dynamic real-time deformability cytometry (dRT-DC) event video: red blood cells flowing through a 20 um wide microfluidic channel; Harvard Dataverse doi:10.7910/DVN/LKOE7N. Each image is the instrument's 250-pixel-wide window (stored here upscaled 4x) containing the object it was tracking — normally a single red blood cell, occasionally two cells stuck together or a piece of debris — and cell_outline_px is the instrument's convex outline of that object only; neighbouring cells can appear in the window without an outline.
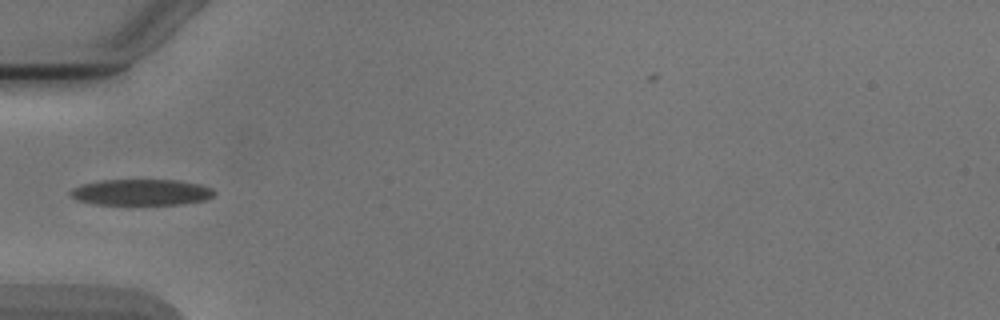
{"species": "Egyptian fruit bat (a non-hibernating species)", "species_latin": "Rousettus aegyptiacus", "temperature_condition": "cold", "stored_images_in_passage": 3, "camera_frame_rate_fps": 3000, "um_per_image_px": 0.085, "animal": {"sex": "male"}, "frame": {"image": 1, "passage_image": 1, "time_ms": 0.0, "image_size_px": [1000, 320], "cell_outline_px": [[216, 192], [208, 200], [180, 204], [96, 204], [76, 200], [68, 192], [72, 188], [80, 184], [100, 180], [176, 180], [200, 184], [212, 188]], "centroid_in_image_um": [12.0, 16.34], "position_along_channel_um": 73.0, "area_um2": 21.96}}